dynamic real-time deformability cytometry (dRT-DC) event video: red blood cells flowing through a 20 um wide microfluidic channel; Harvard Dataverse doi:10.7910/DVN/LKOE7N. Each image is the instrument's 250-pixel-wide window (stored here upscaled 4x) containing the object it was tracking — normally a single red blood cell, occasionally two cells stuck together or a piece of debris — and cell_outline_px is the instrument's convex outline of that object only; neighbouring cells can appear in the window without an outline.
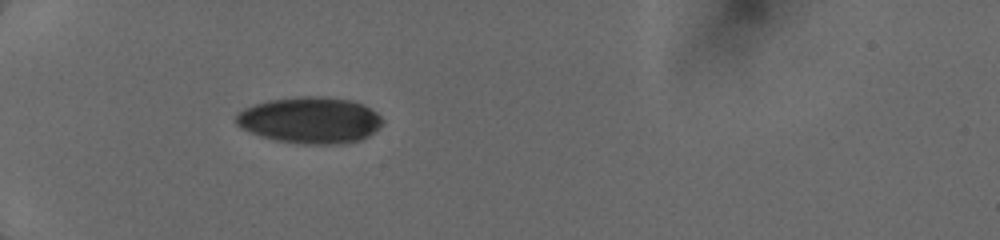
{"species": "human", "species_latin": "Homo sapiens", "temperature_condition": "cold", "stored_images_in_passage": 34, "camera_frame_rate_fps": 3000, "um_per_image_px": 0.085, "donor": {"sex": "female"}, "frame": {"image": 1, "passage_image": 1, "time_ms": 0.0, "image_size_px": [1000, 240], "cell_outline_px": [[384, 120], [368, 136], [360, 140], [344, 144], [300, 144], [276, 140], [260, 136], [240, 128], [236, 124], [236, 116], [244, 108], [268, 100], [300, 96], [324, 96], [352, 100], [364, 104], [376, 112]], "centroid_in_image_um": [26.36, 10.21], "position_along_channel_um": 58.6, "area_um2": 39.71}}
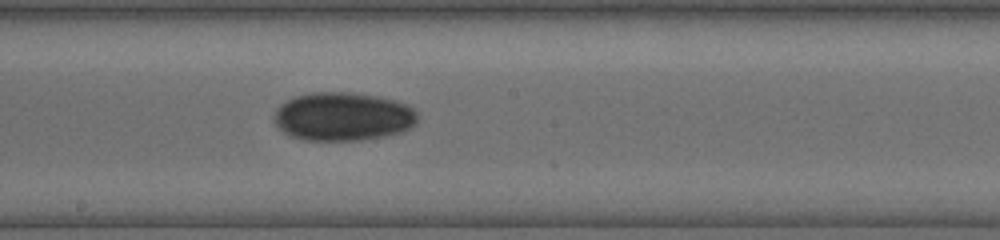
{"frame": {"image": 2, "passage_image": 14, "time_ms": 4.333, "image_size_px": [1000, 240], "cell_outline_px": [[416, 124], [400, 132], [384, 136], [360, 140], [304, 140], [292, 136], [284, 132], [272, 120], [272, 116], [276, 108], [280, 104], [296, 96], [308, 92], [352, 92], [380, 96], [396, 100], [408, 104], [416, 112]], "centroid_in_image_um": [29.13, 9.89], "position_along_channel_um": 219.1, "area_um2": 40.81}}
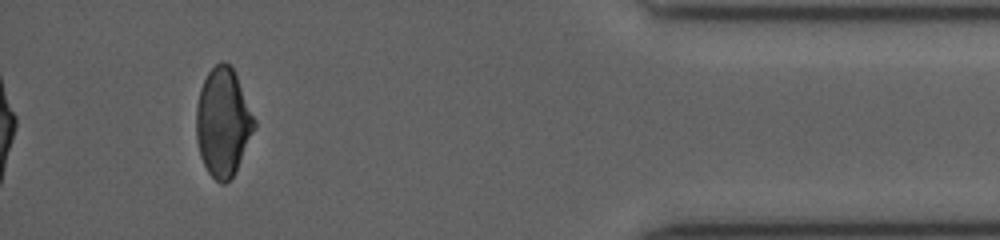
{"frame": {"image": 3, "passage_image": 30, "time_ms": 10.0, "image_size_px": [1000, 240], "cell_outline_px": [[256, 128], [232, 176], [224, 184], [220, 184], [208, 172], [200, 156], [196, 140], [196, 108], [200, 88], [208, 72], [220, 60], [224, 60], [232, 68], [236, 76], [256, 120]], "centroid_in_image_um": [18.94, 10.39], "position_along_channel_um": 416.3, "area_um2": 36.41}}